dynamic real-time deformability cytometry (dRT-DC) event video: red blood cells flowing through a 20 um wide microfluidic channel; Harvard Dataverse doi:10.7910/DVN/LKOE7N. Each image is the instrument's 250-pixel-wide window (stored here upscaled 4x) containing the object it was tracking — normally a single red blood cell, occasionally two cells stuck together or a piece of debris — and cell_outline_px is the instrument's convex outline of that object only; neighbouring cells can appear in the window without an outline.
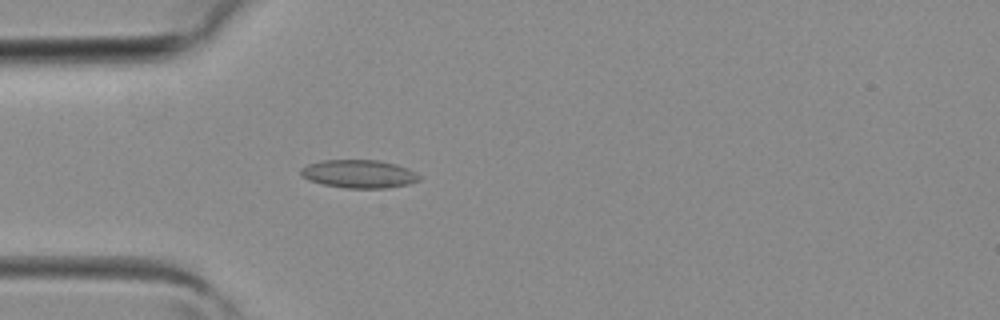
{"species": "common noctule bat (a hibernating species)", "species_latin": "Nyctalus noctula", "temperature_condition": "room temperature", "stored_images_in_passage": 38, "camera_frame_rate_fps": 3000, "um_per_image_px": 0.085, "animal": {"sex": "female", "body_mass_g": 19.3, "forearm_length_mm": 54.1}, "frame": {"image": 1, "passage_image": 10, "time_ms": 3.0, "image_size_px": [1000, 320], "cell_outline_px": [[420, 180], [408, 184], [388, 188], [344, 188], [324, 184], [308, 180], [300, 172], [300, 168], [308, 164], [324, 160], [380, 160], [396, 164], [408, 168], [416, 172], [420, 176]], "centroid_in_image_um": [30.54, 14.78], "position_along_channel_um": 54.5, "area_um2": 19.48}}
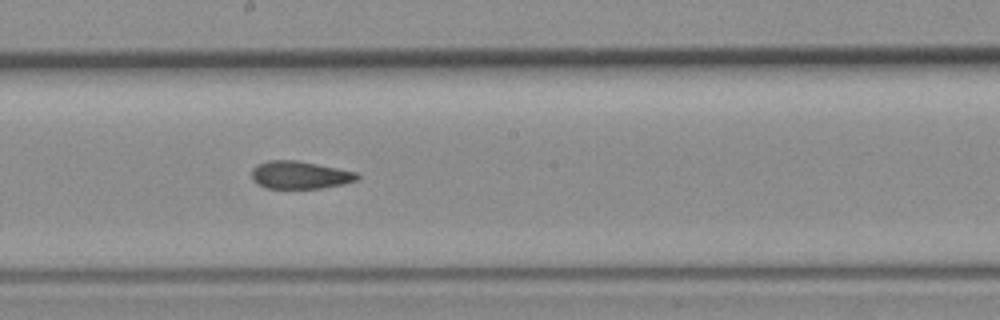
{"frame": {"image": 2, "passage_image": 20, "time_ms": 6.333, "image_size_px": [1000, 320], "cell_outline_px": [[360, 176], [356, 180], [344, 184], [320, 188], [264, 188], [256, 184], [252, 180], [252, 168], [256, 164], [268, 160], [296, 160], [360, 172]], "centroid_in_image_um": [25.48, 14.87], "position_along_channel_um": 222.7, "area_um2": 17.28}}
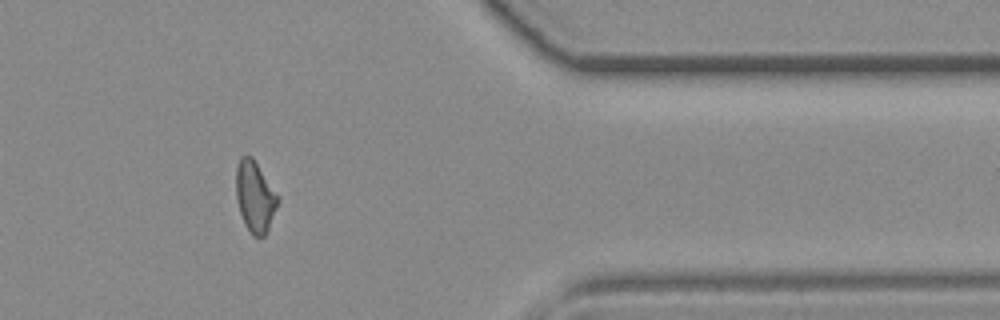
{"frame": {"image": 3, "passage_image": 31, "time_ms": 10.0, "image_size_px": [1000, 320], "cell_outline_px": [[280, 200], [268, 228], [264, 236], [252, 236], [240, 212], [236, 200], [236, 168], [240, 156], [252, 156], [280, 196]], "centroid_in_image_um": [21.69, 16.67], "position_along_channel_um": 389.7, "area_um2": 17.28}}